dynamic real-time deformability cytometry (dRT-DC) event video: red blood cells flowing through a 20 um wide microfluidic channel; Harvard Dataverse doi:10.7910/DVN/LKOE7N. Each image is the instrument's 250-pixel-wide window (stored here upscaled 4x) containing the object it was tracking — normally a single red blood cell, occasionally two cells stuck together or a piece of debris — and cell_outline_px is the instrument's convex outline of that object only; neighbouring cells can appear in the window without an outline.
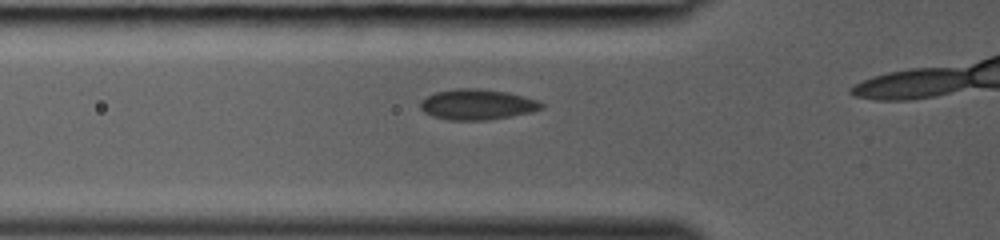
{"species": "common noctule bat (a hibernating species)", "species_latin": "Nyctalus noctula", "temperature_condition": "room temperature", "stored_images_in_passage": 7, "camera_frame_rate_fps": 3000, "um_per_image_px": 0.085, "animal": {"sex": "female", "body_mass_g": 19.0, "forearm_length_mm": 53.3}, "frame": {"image": 1, "passage_image": 3, "time_ms": 0.667, "image_size_px": [1000, 240], "cell_outline_px": [[544, 108], [532, 112], [488, 120], [448, 120], [432, 116], [424, 112], [420, 108], [420, 100], [436, 92], [456, 88], [480, 88], [508, 92], [524, 96], [536, 100], [544, 104]], "centroid_in_image_um": [40.56, 8.88], "position_along_channel_um": 85.2, "area_um2": 21.68}}
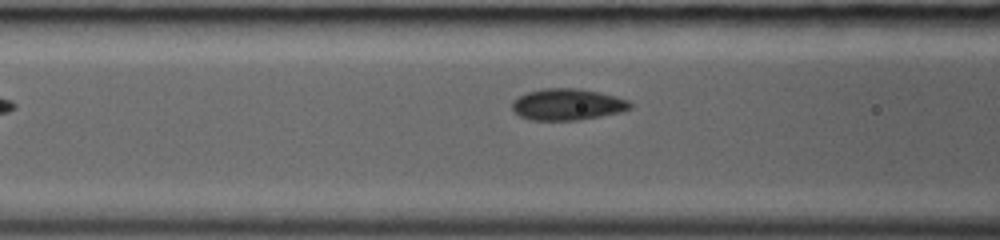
{"frame": {"image": 2, "passage_image": 5, "time_ms": 1.333, "image_size_px": [1000, 240], "cell_outline_px": [[632, 108], [620, 112], [600, 116], [576, 120], [532, 120], [520, 116], [512, 108], [512, 100], [528, 92], [544, 88], [576, 88], [600, 92], [616, 96], [628, 100], [632, 104]], "centroid_in_image_um": [48.25, 8.87], "position_along_channel_um": 118.4, "area_um2": 21.56}}